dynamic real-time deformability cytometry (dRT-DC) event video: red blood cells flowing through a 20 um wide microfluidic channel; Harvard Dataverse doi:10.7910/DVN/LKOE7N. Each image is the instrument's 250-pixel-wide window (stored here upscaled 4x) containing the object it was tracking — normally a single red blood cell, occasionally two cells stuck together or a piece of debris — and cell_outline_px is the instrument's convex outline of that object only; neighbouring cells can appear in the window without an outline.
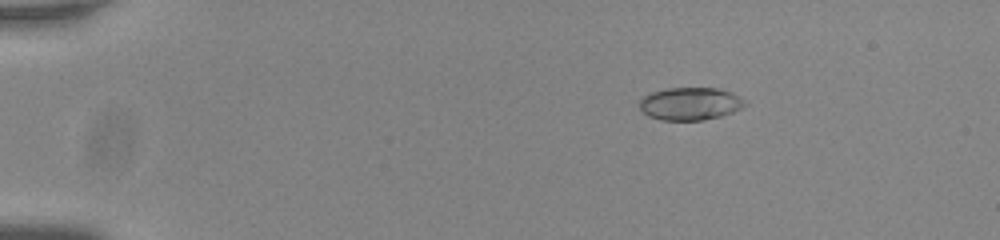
{"species": "common noctule bat (a hibernating species)", "species_latin": "Nyctalus noctula", "temperature_condition": "room temperature", "stored_images_in_passage": 56, "camera_frame_rate_fps": 3000, "um_per_image_px": 0.085, "animal": {"sex": "male", "body_mass_g": 20.0, "forearm_length_mm": 53.3}, "frame": {"image": 1, "passage_image": 10, "time_ms": 3.0, "image_size_px": [1000, 240], "cell_outline_px": [[748, 104], [732, 112], [720, 116], [704, 120], [660, 120], [648, 116], [640, 108], [640, 100], [644, 96], [652, 92], [668, 88], [720, 88], [732, 92], [740, 96]], "centroid_in_image_um": [58.69, 8.81], "position_along_channel_um": 26.3, "area_um2": 20.11}}
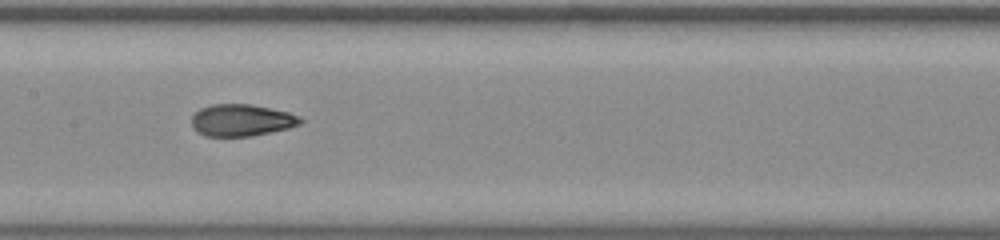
{"frame": {"image": 2, "passage_image": 30, "time_ms": 9.667, "image_size_px": [1000, 240], "cell_outline_px": [[304, 120], [300, 124], [288, 128], [252, 136], [204, 136], [196, 132], [192, 128], [192, 116], [200, 108], [212, 104], [252, 104], [288, 112], [300, 116]], "centroid_in_image_um": [20.51, 10.22], "position_along_channel_um": 186.9, "area_um2": 20.35}}
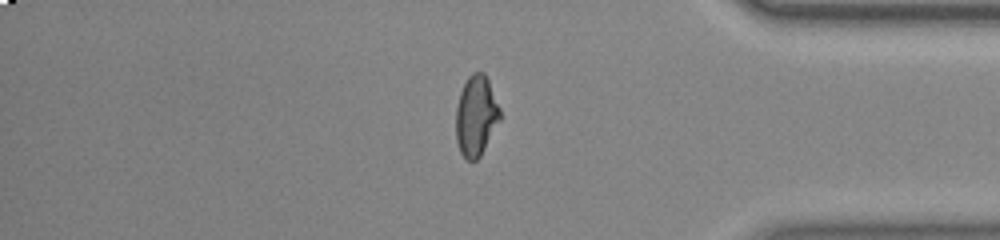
{"frame": {"image": 3, "passage_image": 48, "time_ms": 15.667, "image_size_px": [1000, 240], "cell_outline_px": [[500, 120], [480, 156], [476, 160], [468, 160], [460, 152], [456, 140], [456, 108], [460, 92], [468, 76], [472, 72], [484, 72], [488, 80], [500, 108]], "centroid_in_image_um": [40.46, 9.83], "position_along_channel_um": 394.7, "area_um2": 20.52}, "authors_computed_cell_mechanics": {"area_um2": 20.4901, "velocity_mm_per_s": 3.7823, "shape_relaxation_time_tau1_ms": null, "shape_relaxation_time_tau2_ms": 1.2584, "deformation_change_tau1": null, "deformation_change_tau2": 0.0627}}